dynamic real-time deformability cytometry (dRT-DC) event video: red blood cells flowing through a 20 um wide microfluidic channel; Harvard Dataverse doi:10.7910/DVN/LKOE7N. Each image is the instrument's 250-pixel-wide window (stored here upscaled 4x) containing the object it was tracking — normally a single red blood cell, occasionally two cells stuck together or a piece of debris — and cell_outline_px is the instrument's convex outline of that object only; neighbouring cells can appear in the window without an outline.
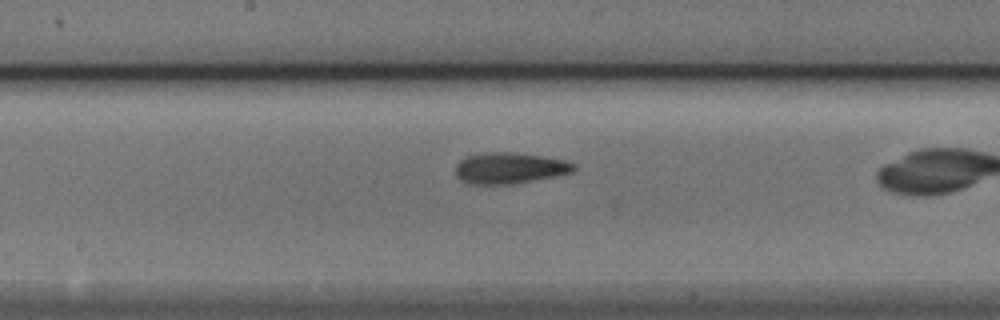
{"species": "Egyptian fruit bat (a non-hibernating species)", "species_latin": "Rousettus aegyptiacus", "temperature_condition": "cold", "stored_images_in_passage": 23, "camera_frame_rate_fps": 3000, "um_per_image_px": 0.085, "animal": {"sex": "male"}, "frame": {"image": 1, "passage_image": 10, "time_ms": 3.0, "image_size_px": [1000, 320], "cell_outline_px": [[576, 168], [572, 172], [512, 184], [468, 184], [460, 180], [456, 176], [456, 164], [464, 156], [488, 152], [516, 152], [544, 156], [568, 160], [576, 164]], "centroid_in_image_um": [43.3, 14.27], "position_along_channel_um": 204.9, "area_um2": 21.62}}